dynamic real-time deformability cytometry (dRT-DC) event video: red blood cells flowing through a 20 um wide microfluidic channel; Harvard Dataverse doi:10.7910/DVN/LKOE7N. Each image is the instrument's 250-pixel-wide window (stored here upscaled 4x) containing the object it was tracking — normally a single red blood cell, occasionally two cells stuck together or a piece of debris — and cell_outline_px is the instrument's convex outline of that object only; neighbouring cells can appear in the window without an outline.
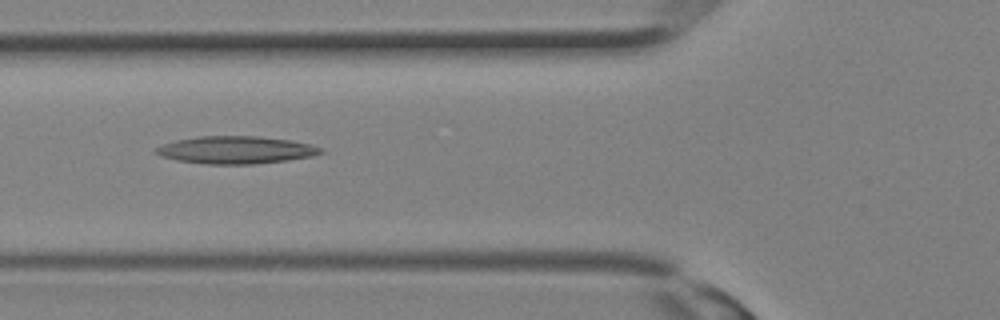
{"species": "Egyptian fruit bat (a non-hibernating species)", "species_latin": "Rousettus aegyptiacus", "temperature_condition": "room temperature", "stored_images_in_passage": 26, "camera_frame_rate_fps": 3000, "um_per_image_px": 0.085, "animal": {"sex": "female"}, "frame": {"image": 1, "passage_image": 6, "time_ms": 1.667, "image_size_px": [1000, 320], "cell_outline_px": [[328, 152], [312, 156], [288, 160], [252, 164], [208, 164], [176, 160], [160, 156], [152, 152], [152, 148], [176, 140], [196, 136], [256, 136], [292, 140], [312, 144], [324, 148]], "centroid_in_image_um": [20.07, 12.74], "position_along_channel_um": 105.7, "area_um2": 26.82}}
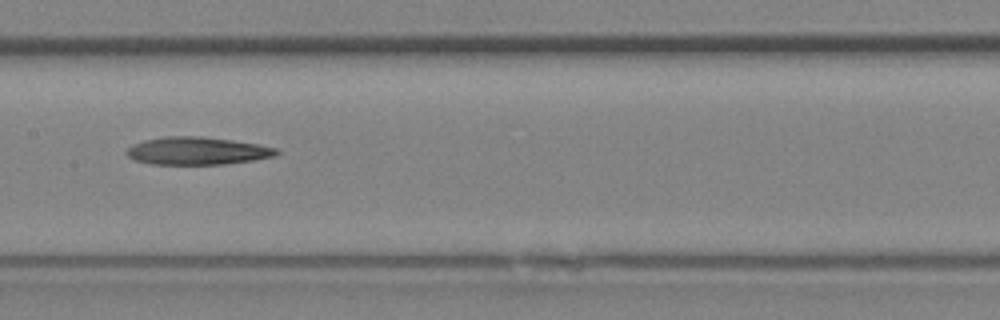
{"frame": {"image": 2, "passage_image": 10, "time_ms": 3.0, "image_size_px": [1000, 320], "cell_outline_px": [[280, 152], [276, 156], [256, 160], [224, 164], [152, 164], [136, 160], [128, 156], [124, 152], [132, 144], [144, 140], [164, 136], [200, 136], [232, 140], [260, 144], [280, 148]], "centroid_in_image_um": [16.82, 12.82], "position_along_channel_um": 190.6, "area_um2": 24.45}}
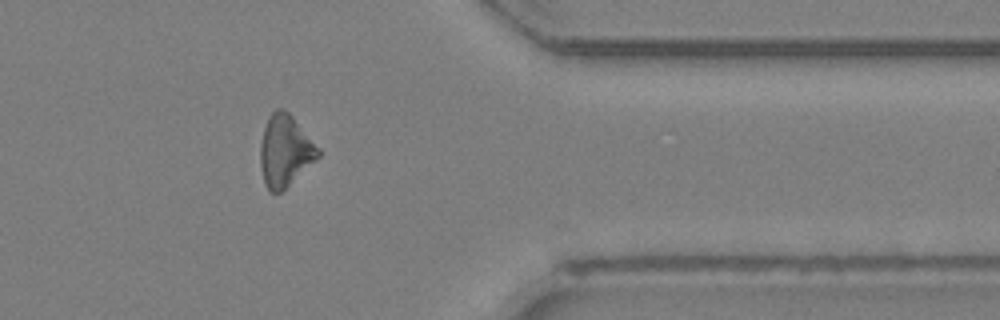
{"frame": {"image": 3, "passage_image": 20, "time_ms": 6.333, "image_size_px": [1000, 320], "cell_outline_px": [[320, 156], [316, 160], [280, 192], [268, 192], [264, 184], [260, 168], [260, 144], [264, 128], [268, 116], [276, 108], [284, 108], [292, 116], [320, 148]], "centroid_in_image_um": [24.21, 12.81], "position_along_channel_um": 387.2, "area_um2": 24.16}}